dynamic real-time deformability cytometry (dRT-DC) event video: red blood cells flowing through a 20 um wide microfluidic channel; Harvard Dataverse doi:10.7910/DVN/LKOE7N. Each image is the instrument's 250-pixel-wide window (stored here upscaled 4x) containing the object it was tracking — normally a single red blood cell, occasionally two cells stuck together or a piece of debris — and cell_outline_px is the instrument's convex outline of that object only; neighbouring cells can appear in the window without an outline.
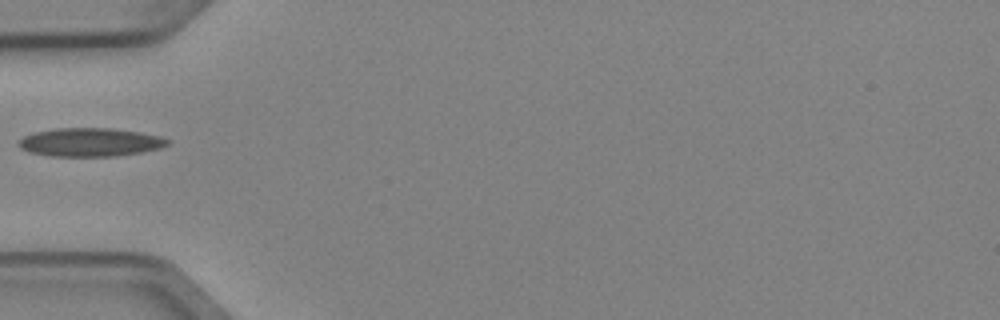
{"species": "Egyptian fruit bat (a non-hibernating species)", "species_latin": "Rousettus aegyptiacus", "temperature_condition": "cold", "stored_images_in_passage": 2, "camera_frame_rate_fps": 3000, "um_per_image_px": 0.085, "animal": {"sex": "female"}, "frame": {"image": 1, "passage_image": 1, "time_ms": 0.0, "image_size_px": [1000, 320], "cell_outline_px": [[172, 140], [168, 144], [160, 148], [140, 152], [116, 156], [52, 156], [28, 152], [20, 148], [16, 144], [24, 136], [36, 132], [56, 128], [112, 128], [140, 132], [160, 136]], "centroid_in_image_um": [7.67, 12.09], "position_along_channel_um": 77.3, "area_um2": 24.74}}
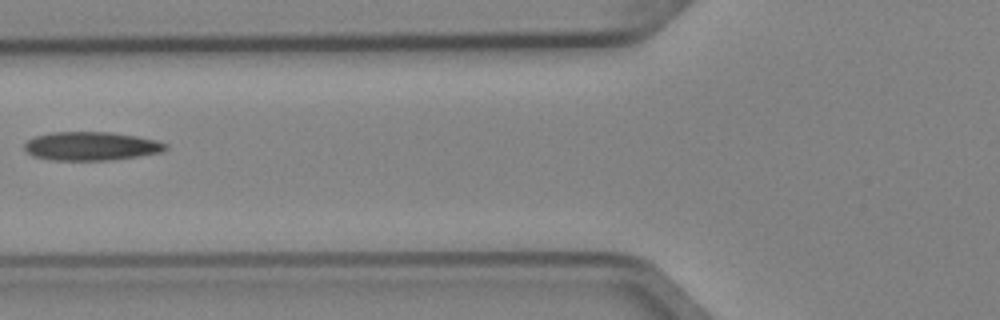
{"frame": {"image": 2, "passage_image": 2, "time_ms": 0.333, "image_size_px": [1000, 320], "cell_outline_px": [[168, 148], [160, 152], [140, 156], [108, 160], [48, 160], [32, 156], [24, 148], [24, 144], [28, 140], [36, 136], [52, 132], [112, 132], [136, 136], [156, 140], [168, 144]], "centroid_in_image_um": [7.75, 12.42], "position_along_channel_um": 118.1, "area_um2": 23.58}}